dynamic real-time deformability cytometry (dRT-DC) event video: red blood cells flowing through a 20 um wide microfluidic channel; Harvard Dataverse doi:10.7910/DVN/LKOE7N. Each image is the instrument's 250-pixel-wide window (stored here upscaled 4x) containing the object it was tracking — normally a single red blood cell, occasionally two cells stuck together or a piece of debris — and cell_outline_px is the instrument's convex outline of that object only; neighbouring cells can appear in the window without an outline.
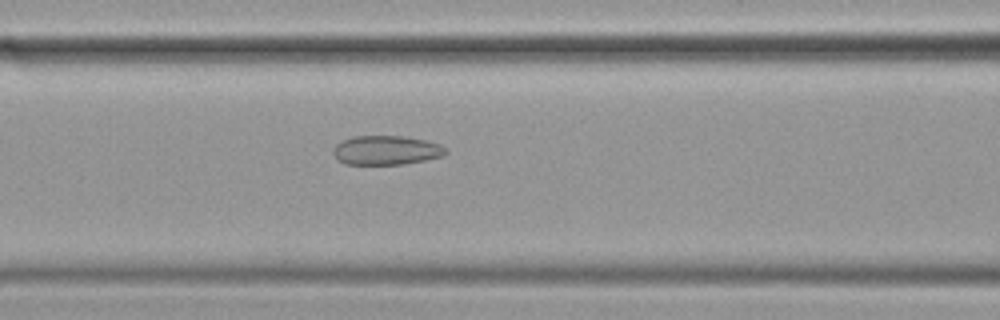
{"species": "common noctule bat (a hibernating species)", "species_latin": "Nyctalus noctula", "temperature_condition": "cold", "stored_images_in_passage": 58, "camera_frame_rate_fps": 3000, "um_per_image_px": 0.085, "animal": {"sex": "female", "body_mass_g": 19.9}, "frame": {"image": 1, "passage_image": 24, "time_ms": 7.667, "image_size_px": [1000, 320], "cell_outline_px": [[448, 152], [444, 156], [404, 164], [344, 164], [336, 160], [332, 152], [332, 148], [340, 140], [352, 136], [400, 136], [424, 140], [440, 144], [448, 148]], "centroid_in_image_um": [32.79, 12.77], "position_along_channel_um": 133.8, "area_um2": 19.42}}
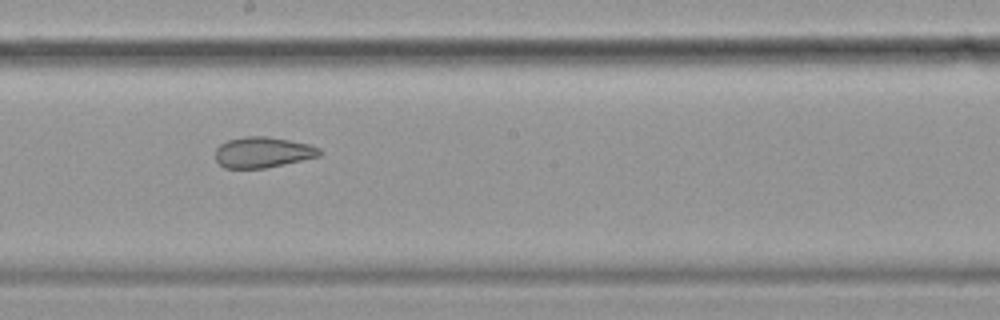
{"frame": {"image": 2, "passage_image": 32, "time_ms": 10.333, "image_size_px": [1000, 320], "cell_outline_px": [[324, 152], [320, 156], [264, 168], [224, 168], [216, 160], [216, 148], [220, 144], [228, 140], [244, 136], [268, 136], [308, 144], [320, 148]], "centroid_in_image_um": [22.34, 12.94], "position_along_channel_um": 225.9, "area_um2": 18.61}}
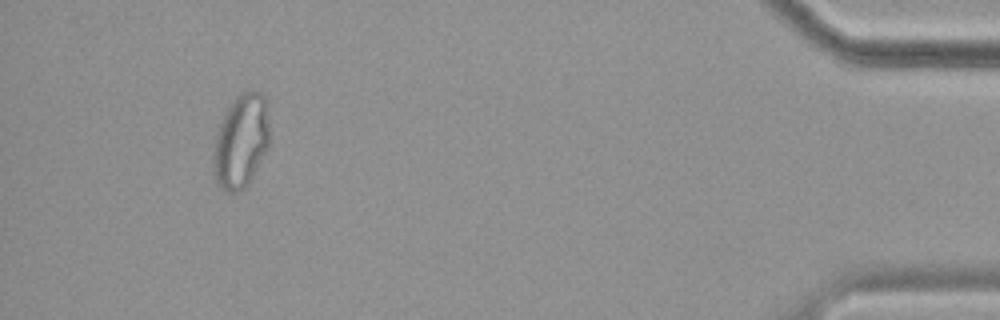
{"frame": {"image": 3, "passage_image": 54, "time_ms": 17.667, "image_size_px": [1000, 320], "cell_outline_px": [[268, 148], [248, 184], [240, 192], [224, 192], [216, 180], [212, 164], [212, 156], [216, 136], [224, 112], [232, 100], [240, 92], [252, 88], [260, 92], [268, 100]], "centroid_in_image_um": [20.49, 11.95], "position_along_channel_um": 414.7, "area_um2": 31.15}, "authors_computed_cell_mechanics": {"area_um2": 25.7788, "velocity_mm_per_s": 3.4629, "shape_relaxation_time_tau1_ms": null, "shape_relaxation_time_tau2_ms": 2.2603, "deformation_change_tau1": null, "deformation_change_tau2": 0.0811}}